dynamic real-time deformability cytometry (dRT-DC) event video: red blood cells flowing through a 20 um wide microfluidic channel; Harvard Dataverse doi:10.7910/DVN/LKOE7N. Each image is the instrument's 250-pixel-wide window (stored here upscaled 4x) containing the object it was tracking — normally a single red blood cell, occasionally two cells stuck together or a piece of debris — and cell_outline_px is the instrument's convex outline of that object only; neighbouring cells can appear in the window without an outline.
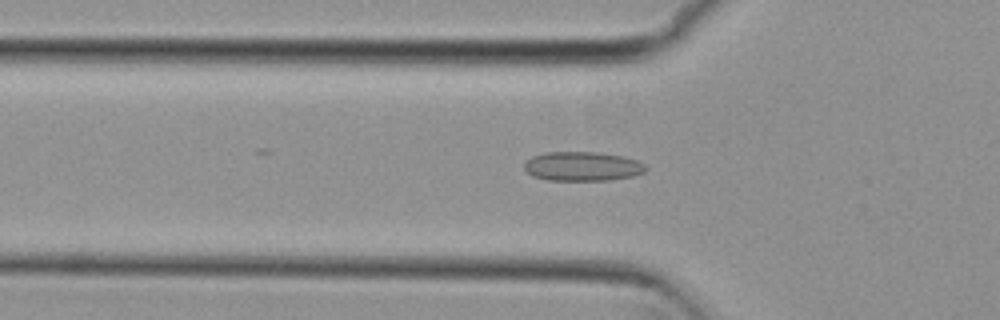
{"species": "common noctule bat (a hibernating species)", "species_latin": "Nyctalus noctula", "temperature_condition": "cold", "stored_images_in_passage": 54, "camera_frame_rate_fps": 3000, "um_per_image_px": 0.085, "animal": {"sex": "female", "body_mass_g": 29.2, "forearm_length_mm": 56.3}, "frame": {"image": 1, "passage_image": 18, "time_ms": 5.667, "image_size_px": [1000, 320], "cell_outline_px": [[648, 168], [644, 172], [632, 176], [608, 180], [548, 180], [532, 176], [524, 168], [524, 164], [532, 156], [544, 152], [596, 152], [624, 156], [636, 160], [644, 164]], "centroid_in_image_um": [49.5, 14.13], "position_along_channel_um": 76.3, "area_um2": 20.69}}
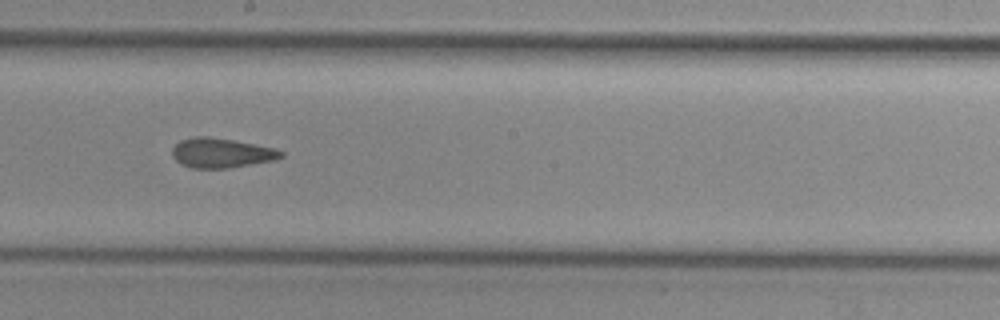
{"frame": {"image": 2, "passage_image": 30, "time_ms": 9.667, "image_size_px": [1000, 320], "cell_outline_px": [[284, 156], [276, 160], [228, 168], [192, 168], [176, 160], [172, 156], [172, 148], [180, 140], [196, 136], [208, 136], [232, 140], [276, 148], [284, 152]], "centroid_in_image_um": [18.84, 13.0], "position_along_channel_um": 229.4, "area_um2": 18.79}}
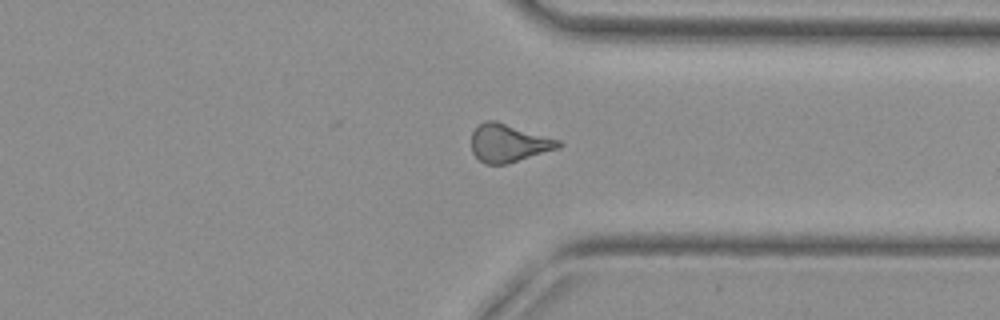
{"frame": {"image": 3, "passage_image": 41, "time_ms": 13.333, "image_size_px": [1000, 320], "cell_outline_px": [[564, 144], [560, 148], [504, 164], [484, 164], [472, 152], [472, 132], [484, 120], [496, 120], [560, 140]], "centroid_in_image_um": [43.24, 12.15], "position_along_channel_um": 368.2, "area_um2": 19.19}, "authors_computed_cell_mechanics": {"area_um2": 19.3052, "velocity_mm_per_s": 3.8135, "shape_relaxation_time_tau1_ms": null, "shape_relaxation_time_tau2_ms": 3.5985, "deformation_change_tau1": null, "deformation_change_tau2": 0.1018}}